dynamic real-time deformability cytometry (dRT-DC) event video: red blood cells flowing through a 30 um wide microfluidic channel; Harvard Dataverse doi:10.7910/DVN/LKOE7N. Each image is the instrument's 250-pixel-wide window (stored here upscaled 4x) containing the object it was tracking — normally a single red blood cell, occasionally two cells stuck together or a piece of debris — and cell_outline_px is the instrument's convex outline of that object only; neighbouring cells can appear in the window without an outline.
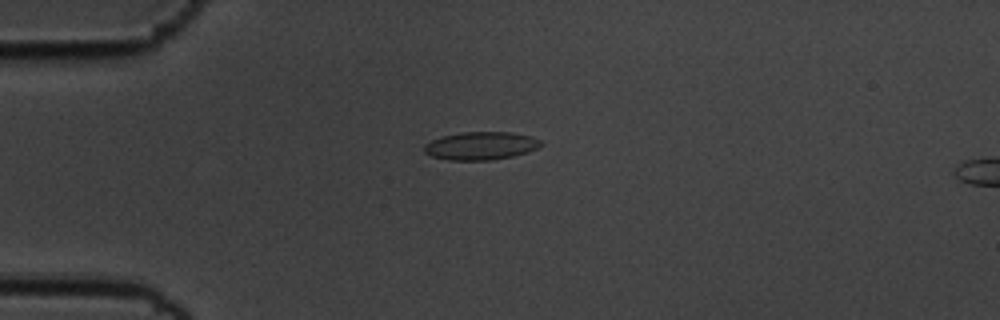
{"species": "common noctule bat (a hibernating species)", "species_latin": "Nyctalus noctula", "temperature_condition": "cold", "stored_images_in_passage": 46, "camera_frame_rate_fps": 3000, "um_per_image_px": 0.085, "animal": {"sex": "male", "body_mass_g": 19.5, "forearm_length_mm": 54.6}, "frame": {"image": 1, "passage_image": 4, "time_ms": 1.0, "image_size_px": [1000, 320], "cell_outline_px": [[544, 144], [528, 152], [512, 156], [492, 160], [448, 160], [432, 156], [424, 152], [424, 144], [432, 140], [444, 136], [460, 132], [512, 132], [532, 136], [540, 140]], "centroid_in_image_um": [40.89, 12.39], "position_along_channel_um": 44.1, "area_um2": 19.07}}
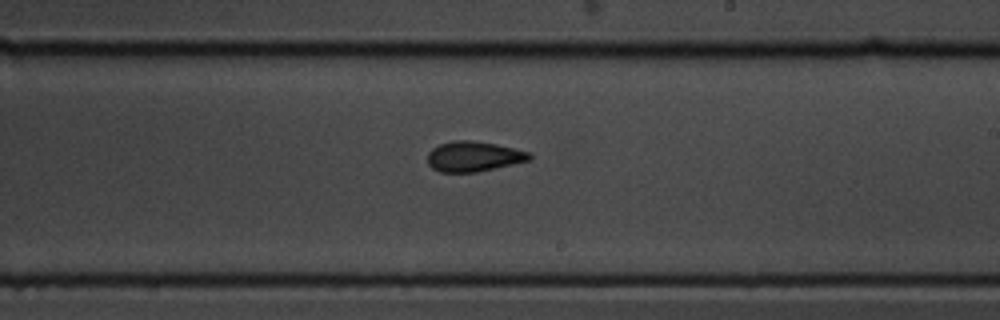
{"frame": {"image": 2, "passage_image": 23, "time_ms": 7.333, "image_size_px": [1000, 320], "cell_outline_px": [[532, 160], [476, 172], [440, 172], [432, 168], [428, 164], [428, 152], [432, 148], [440, 144], [452, 140], [468, 140], [496, 144], [532, 152]], "centroid_in_image_um": [40.28, 13.29], "position_along_channel_um": 248.7, "area_um2": 18.03}}
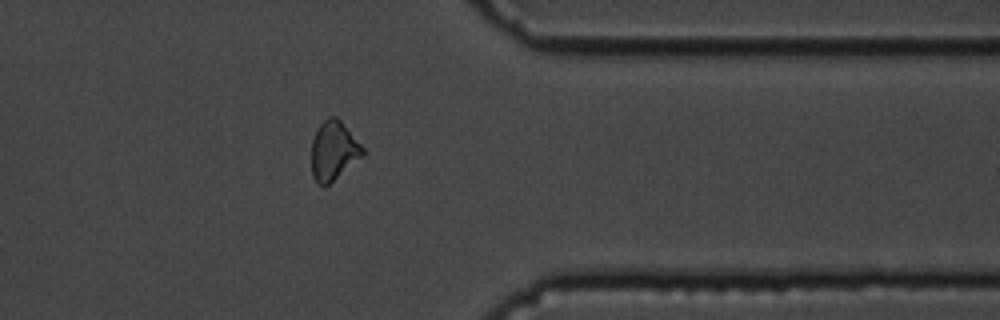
{"frame": {"image": 3, "passage_image": 35, "time_ms": 11.333, "image_size_px": [1000, 320], "cell_outline_px": [[364, 156], [324, 188], [312, 176], [312, 140], [320, 124], [328, 116], [336, 116], [340, 120], [364, 148]], "centroid_in_image_um": [28.36, 12.82], "position_along_channel_um": 383.0, "area_um2": 17.57}, "authors_computed_cell_mechanics": {"area_um2": 18.0625, "velocity_mm_per_s": 3.5798, "shape_relaxation_time_tau1_ms": 8.3617, "shape_relaxation_time_tau2_ms": 1.9807, "deformation_change_tau1": 0.1398, "deformation_change_tau2": 0.0648}}